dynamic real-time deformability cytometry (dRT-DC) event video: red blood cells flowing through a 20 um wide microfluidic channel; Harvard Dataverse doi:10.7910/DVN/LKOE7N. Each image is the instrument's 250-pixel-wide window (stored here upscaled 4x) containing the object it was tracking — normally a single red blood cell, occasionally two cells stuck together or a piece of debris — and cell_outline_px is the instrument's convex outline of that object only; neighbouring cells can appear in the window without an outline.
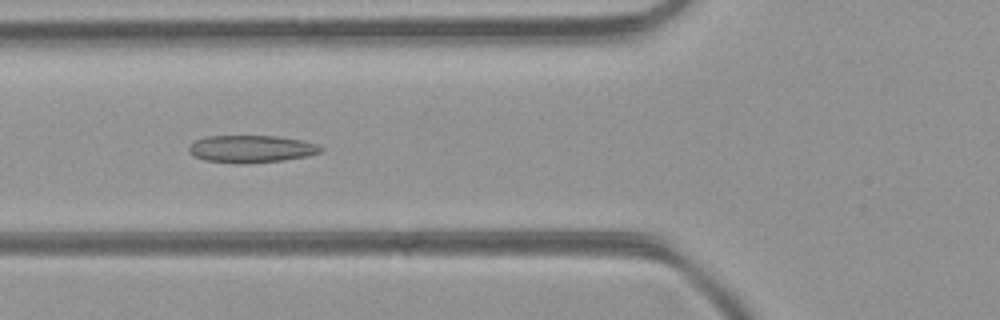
{"species": "common noctule bat (a hibernating species)", "species_latin": "Nyctalus noctula", "temperature_condition": "room temperature", "stored_images_in_passage": 46, "camera_frame_rate_fps": 3000, "um_per_image_px": 0.085, "animal": {"sex": "female", "body_mass_g": 21.9}, "frame": {"image": 1, "passage_image": 17, "time_ms": 5.333, "image_size_px": [1000, 320], "cell_outline_px": [[324, 152], [308, 156], [284, 160], [248, 164], [236, 164], [204, 160], [192, 156], [188, 152], [188, 144], [196, 140], [208, 136], [280, 136], [300, 140], [316, 144], [324, 148]], "centroid_in_image_um": [21.34, 12.67], "position_along_channel_um": 104.5, "area_um2": 21.44}}
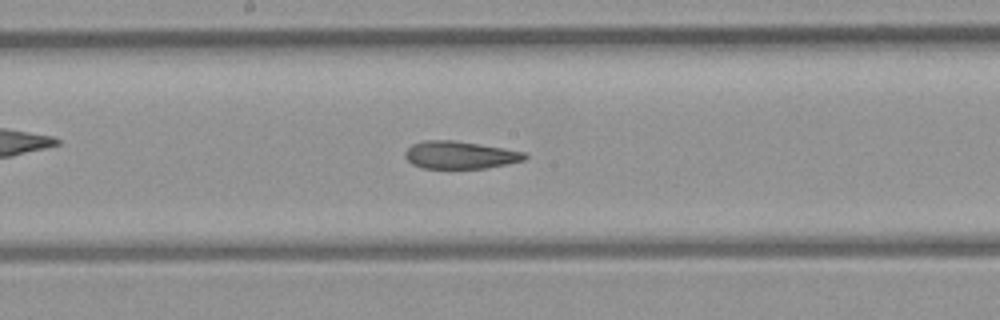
{"frame": {"image": 2, "passage_image": 24, "time_ms": 7.667, "image_size_px": [1000, 320], "cell_outline_px": [[528, 156], [524, 160], [484, 168], [420, 168], [412, 164], [404, 156], [404, 152], [412, 144], [424, 140], [456, 140], [528, 152]], "centroid_in_image_um": [39.09, 13.16], "position_along_channel_um": 209.1, "area_um2": 19.31}}
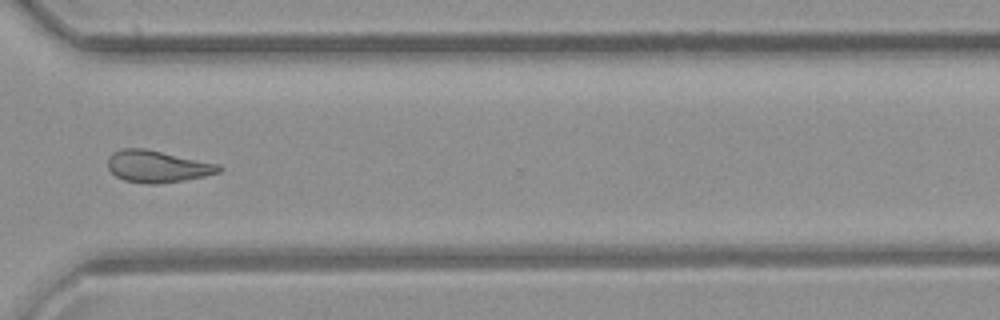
{"frame": {"image": 3, "passage_image": 34, "time_ms": 11.0, "image_size_px": [1000, 320], "cell_outline_px": [[224, 168], [220, 172], [204, 176], [184, 180], [156, 184], [148, 184], [124, 180], [116, 176], [108, 168], [108, 156], [112, 152], [120, 148], [144, 148], [220, 164]], "centroid_in_image_um": [13.38, 14.14], "position_along_channel_um": 357.2, "area_um2": 20.75}, "authors_computed_cell_mechanics": {"area_um2": 21.0681, "velocity_mm_per_s": 4.4599, "shape_relaxation_time_tau1_ms": null, "shape_relaxation_time_tau2_ms": 2.9706, "deformation_change_tau1": null, "deformation_change_tau2": 0.102}}